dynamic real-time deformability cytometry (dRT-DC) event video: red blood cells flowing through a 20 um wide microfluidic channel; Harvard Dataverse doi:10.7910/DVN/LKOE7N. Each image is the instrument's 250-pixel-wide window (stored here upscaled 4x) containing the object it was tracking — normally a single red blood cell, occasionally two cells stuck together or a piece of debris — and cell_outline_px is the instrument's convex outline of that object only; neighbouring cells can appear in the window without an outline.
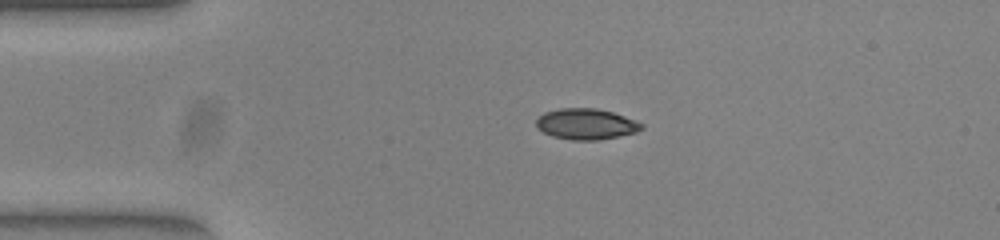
{"species": "common noctule bat (a hibernating species)", "species_latin": "Nyctalus noctula", "temperature_condition": "warm", "stored_images_in_passage": 42, "camera_frame_rate_fps": 3000, "um_per_image_px": 0.085, "animal": {"sex": "female", "body_mass_g": 23.0, "forearm_length_mm": 53.4}, "frame": {"image": 1, "passage_image": 1, "time_ms": 0.0, "image_size_px": [1000, 240], "cell_outline_px": [[644, 128], [636, 132], [596, 140], [572, 140], [552, 136], [544, 132], [536, 124], [536, 120], [544, 112], [560, 108], [596, 108], [612, 112], [624, 116], [644, 124]], "centroid_in_image_um": [49.82, 10.53], "position_along_channel_um": 35.2, "area_um2": 18.73}}
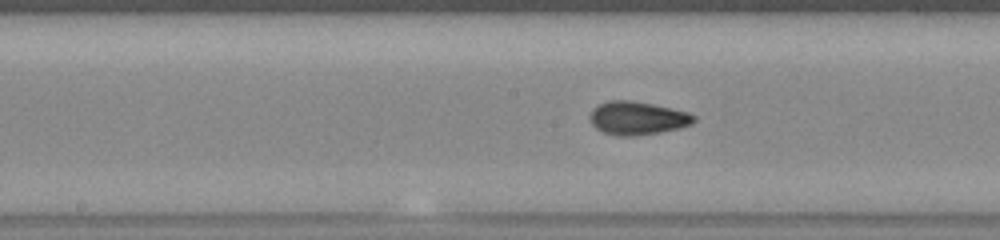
{"frame": {"image": 2, "passage_image": 16, "time_ms": 5.0, "image_size_px": [1000, 240], "cell_outline_px": [[696, 120], [692, 124], [660, 132], [632, 136], [616, 136], [604, 132], [596, 128], [592, 124], [588, 116], [592, 108], [608, 100], [628, 100], [652, 104], [688, 112], [696, 116]], "centroid_in_image_um": [54.14, 10.04], "position_along_channel_um": 194.1, "area_um2": 20.11}}
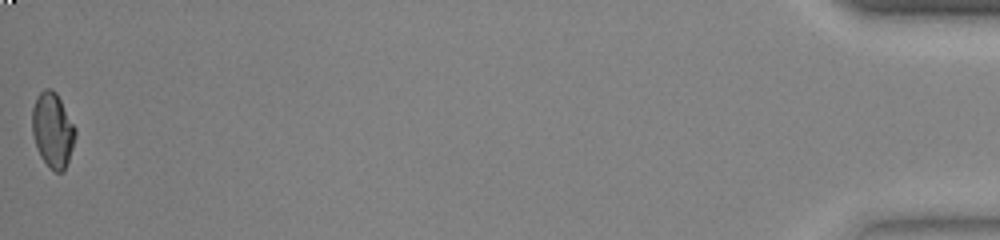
{"frame": {"image": 3, "passage_image": 42, "time_ms": 13.667, "image_size_px": [1000, 240], "cell_outline_px": [[76, 136], [64, 172], [56, 172], [40, 156], [36, 148], [32, 132], [32, 108], [36, 96], [44, 88], [52, 88], [56, 92], [76, 128]], "centroid_in_image_um": [4.47, 11.02], "position_along_channel_um": 430.7, "area_um2": 18.84}, "authors_computed_cell_mechanics": {"area_um2": 18.9584, "velocity_mm_per_s": 3.9267, "shape_relaxation_time_tau1_ms": 8.3801, "shape_relaxation_time_tau2_ms": 0.6781, "deformation_change_tau1": 0.2411, "deformation_change_tau2": 0.0391}}